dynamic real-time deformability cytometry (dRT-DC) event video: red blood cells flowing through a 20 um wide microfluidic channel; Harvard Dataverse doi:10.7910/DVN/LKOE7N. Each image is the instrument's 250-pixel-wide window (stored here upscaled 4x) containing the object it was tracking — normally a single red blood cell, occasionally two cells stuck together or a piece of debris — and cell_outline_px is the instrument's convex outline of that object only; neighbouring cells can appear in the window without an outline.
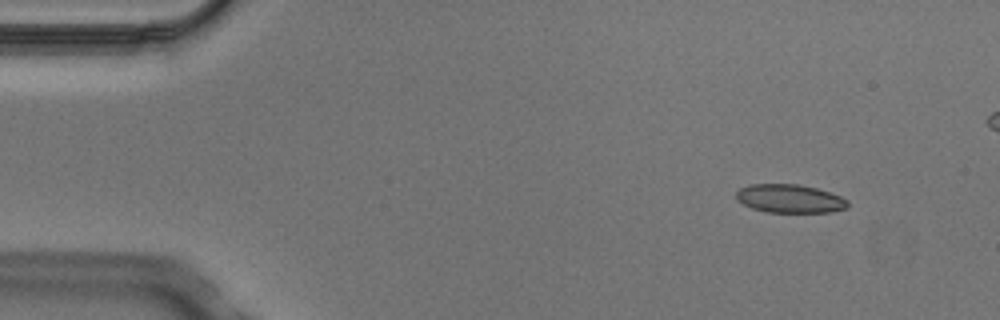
{"species": "Egyptian fruit bat (a non-hibernating species)", "species_latin": "Rousettus aegyptiacus", "temperature_condition": "cold", "stored_images_in_passage": 4, "camera_frame_rate_fps": 3000, "um_per_image_px": 0.085, "animal": {"sex": "male"}, "frame": {"image": 1, "passage_image": 1, "time_ms": 0.0, "image_size_px": [1000, 320], "cell_outline_px": [[848, 208], [828, 212], [768, 212], [752, 208], [736, 200], [736, 192], [740, 188], [748, 184], [796, 184], [816, 188], [840, 196], [848, 200]], "centroid_in_image_um": [67.11, 16.88], "position_along_channel_um": 17.9, "area_um2": 18.44}}